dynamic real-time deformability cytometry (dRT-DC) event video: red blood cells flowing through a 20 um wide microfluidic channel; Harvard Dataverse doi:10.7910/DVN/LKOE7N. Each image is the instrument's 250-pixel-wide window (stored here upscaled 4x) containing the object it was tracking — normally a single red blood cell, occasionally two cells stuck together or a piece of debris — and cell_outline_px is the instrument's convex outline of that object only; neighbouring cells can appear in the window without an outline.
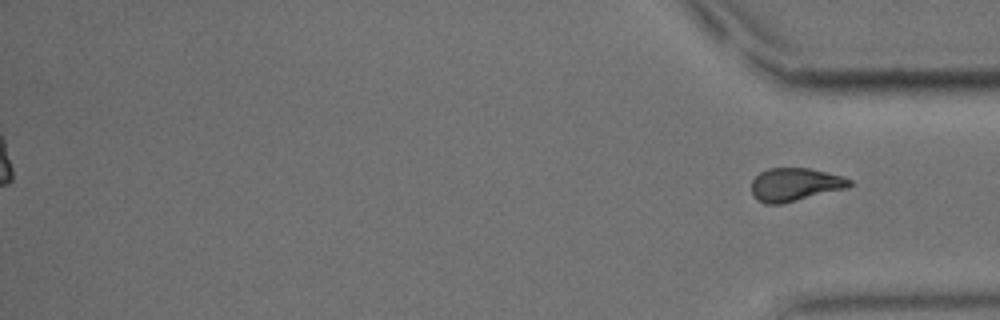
{"species": "common noctule bat (a hibernating species)", "species_latin": "Nyctalus noctula", "temperature_condition": "cold", "stored_images_in_passage": 57, "segment_of_instrument_passage": [2, 2], "camera_frame_rate_fps": 3000, "um_per_image_px": 0.085, "animal": {"sex": "male", "body_mass_g": 15.6}, "frame": {"image": 1, "passage_image": 57, "time_ms": 18.667, "image_size_px": [1000, 320], "cell_outline_px": [[852, 184], [848, 188], [780, 204], [764, 204], [756, 200], [752, 192], [752, 180], [760, 172], [768, 168], [808, 168], [844, 176], [852, 180]], "centroid_in_image_um": [67.58, 15.69], "position_along_channel_um": 367.6, "area_um2": 19.02}}